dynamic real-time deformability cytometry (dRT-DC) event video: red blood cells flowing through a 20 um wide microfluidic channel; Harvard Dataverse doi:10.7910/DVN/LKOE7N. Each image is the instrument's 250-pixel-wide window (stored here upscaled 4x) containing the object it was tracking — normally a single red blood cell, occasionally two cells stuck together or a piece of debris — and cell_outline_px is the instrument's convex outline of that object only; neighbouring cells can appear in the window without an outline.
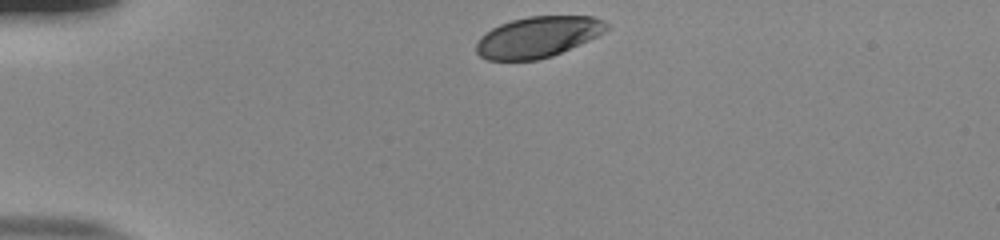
{"species": "human", "species_latin": "Homo sapiens", "temperature_condition": "room temperature", "stored_images_in_passage": 34, "camera_frame_rate_fps": 3000, "um_per_image_px": 0.085, "donor": {"sex": "male"}, "frame": {"image": 1, "passage_image": 1, "time_ms": 0.0, "image_size_px": [1000, 240], "cell_outline_px": [[608, 28], [604, 32], [588, 40], [552, 56], [536, 60], [488, 60], [480, 56], [476, 52], [476, 44], [480, 36], [484, 32], [500, 24], [512, 20], [528, 16], [592, 16], [604, 20], [608, 24]], "centroid_in_image_um": [45.69, 3.14], "position_along_channel_um": 39.3, "area_um2": 30.98}}
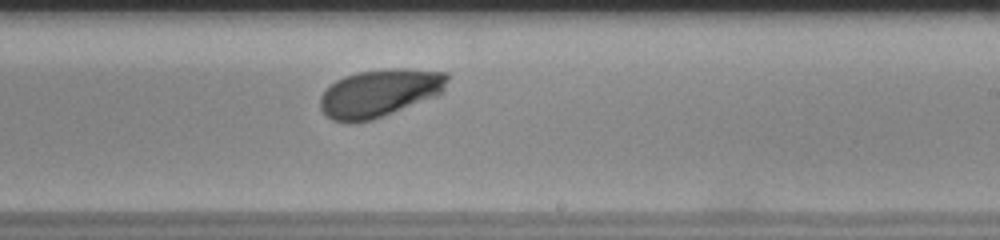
{"frame": {"image": 2, "passage_image": 22, "time_ms": 7.0, "image_size_px": [1000, 240], "cell_outline_px": [[448, 80], [444, 88], [436, 96], [372, 120], [352, 124], [348, 124], [332, 120], [320, 108], [320, 96], [336, 80], [344, 76], [356, 72], [388, 68], [408, 68], [448, 72]], "centroid_in_image_um": [32.26, 7.9], "position_along_channel_um": 256.7, "area_um2": 35.55}}
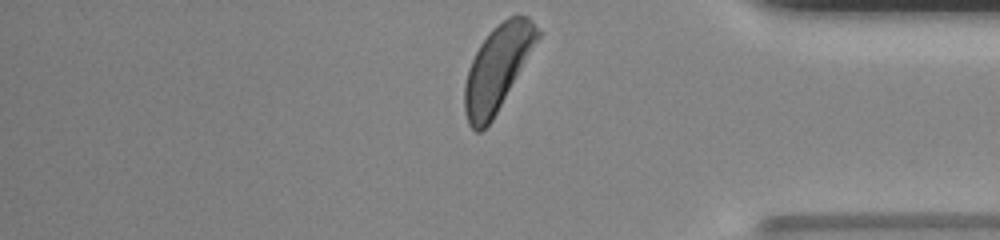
{"frame": {"image": 3, "passage_image": 34, "time_ms": 11.0, "image_size_px": [1000, 240], "cell_outline_px": [[544, 32], [492, 120], [480, 132], [476, 132], [468, 124], [464, 112], [464, 84], [468, 68], [480, 44], [492, 28], [496, 24], [508, 16], [528, 16]], "centroid_in_image_um": [42.3, 5.76], "position_along_channel_um": 392.9, "area_um2": 36.36}, "authors_computed_cell_mechanics": {"area_um2": 34.5933, "velocity_mm_per_s": 3.7949, "shape_relaxation_time_tau1_ms": 2.2978, "shape_relaxation_time_tau2_ms": null, "deformation_change_tau1": 0.1378, "deformation_change_tau2": null}}